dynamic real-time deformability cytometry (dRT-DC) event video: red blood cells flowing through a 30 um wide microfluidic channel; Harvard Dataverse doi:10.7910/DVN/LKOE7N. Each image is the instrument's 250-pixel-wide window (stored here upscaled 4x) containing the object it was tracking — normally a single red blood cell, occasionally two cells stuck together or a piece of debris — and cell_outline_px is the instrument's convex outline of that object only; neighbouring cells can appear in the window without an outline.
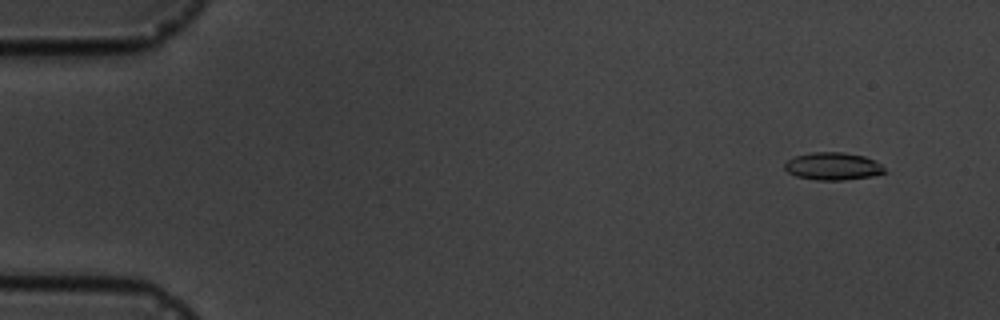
{"species": "common noctule bat (a hibernating species)", "species_latin": "Nyctalus noctula", "temperature_condition": "cold", "stored_images_in_passage": 6, "camera_frame_rate_fps": 3000, "um_per_image_px": 0.085, "animal": {"sex": "male", "body_mass_g": 19.5, "forearm_length_mm": 54.6}, "frame": {"image": 1, "passage_image": 2, "time_ms": 1.0, "image_size_px": [1000, 320], "cell_outline_px": [[888, 172], [872, 176], [844, 180], [816, 180], [796, 176], [788, 172], [784, 168], [784, 164], [788, 160], [796, 156], [812, 152], [844, 152], [864, 156], [880, 164]], "centroid_in_image_um": [70.8, 14.13], "position_along_channel_um": 14.2, "area_um2": 16.01}}